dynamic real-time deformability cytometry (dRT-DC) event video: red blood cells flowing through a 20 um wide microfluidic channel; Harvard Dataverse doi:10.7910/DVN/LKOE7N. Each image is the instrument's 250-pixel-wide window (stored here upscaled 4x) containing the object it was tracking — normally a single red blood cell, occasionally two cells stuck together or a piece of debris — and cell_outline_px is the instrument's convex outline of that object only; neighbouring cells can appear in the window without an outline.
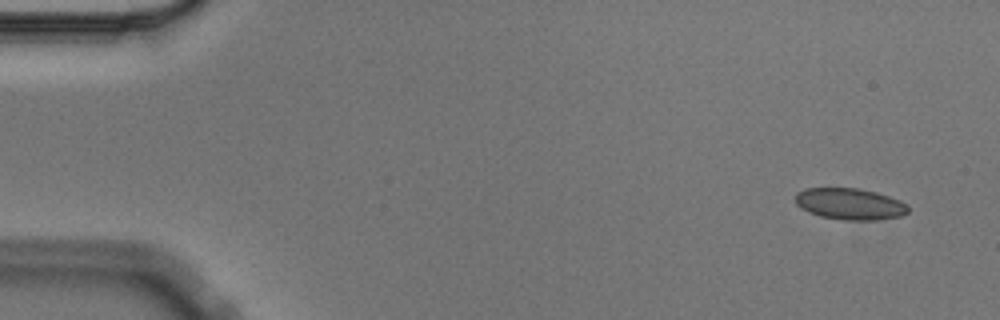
{"species": "Egyptian fruit bat (a non-hibernating species)", "species_latin": "Rousettus aegyptiacus", "temperature_condition": "cold", "stored_images_in_passage": 6, "camera_frame_rate_fps": 3000, "um_per_image_px": 0.085, "animal": {"sex": "male"}, "frame": {"image": 1, "passage_image": 1, "time_ms": 0.0, "image_size_px": [1000, 320], "cell_outline_px": [[908, 212], [900, 216], [876, 220], [844, 220], [820, 216], [808, 212], [800, 208], [796, 204], [796, 192], [804, 188], [860, 188], [876, 192], [900, 200], [908, 204]], "centroid_in_image_um": [72.23, 17.33], "position_along_channel_um": 12.8, "area_um2": 20.81}}
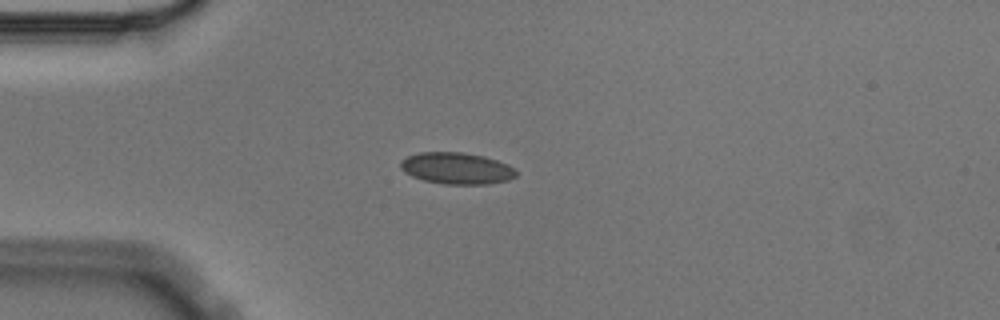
{"frame": {"image": 2, "passage_image": 4, "time_ms": 1.0, "image_size_px": [1000, 320], "cell_outline_px": [[516, 176], [508, 180], [488, 184], [444, 184], [424, 180], [412, 176], [404, 172], [400, 168], [400, 160], [408, 156], [420, 152], [460, 152], [484, 156], [508, 164], [516, 172]], "centroid_in_image_um": [38.79, 14.3], "position_along_channel_um": 46.2, "area_um2": 21.21}}
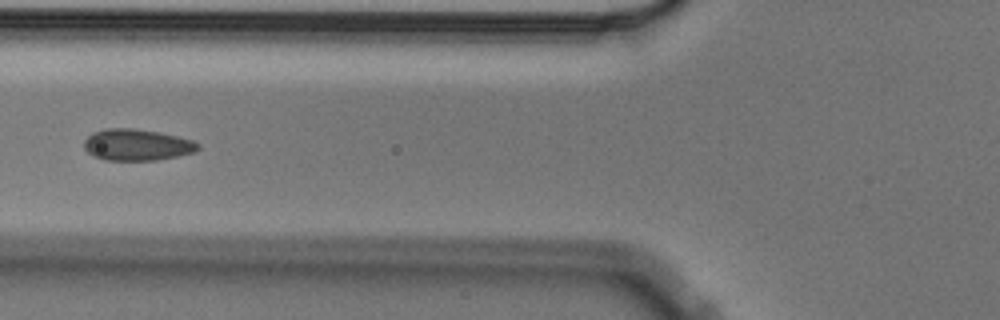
{"frame": {"image": 3, "passage_image": 6, "time_ms": 1.667, "image_size_px": [1000, 320], "cell_outline_px": [[200, 148], [196, 152], [156, 160], [104, 160], [92, 156], [84, 148], [84, 140], [92, 132], [104, 128], [132, 128], [160, 132], [192, 140], [200, 144]], "centroid_in_image_um": [11.62, 12.31], "position_along_channel_um": 114.2, "area_um2": 21.04}}